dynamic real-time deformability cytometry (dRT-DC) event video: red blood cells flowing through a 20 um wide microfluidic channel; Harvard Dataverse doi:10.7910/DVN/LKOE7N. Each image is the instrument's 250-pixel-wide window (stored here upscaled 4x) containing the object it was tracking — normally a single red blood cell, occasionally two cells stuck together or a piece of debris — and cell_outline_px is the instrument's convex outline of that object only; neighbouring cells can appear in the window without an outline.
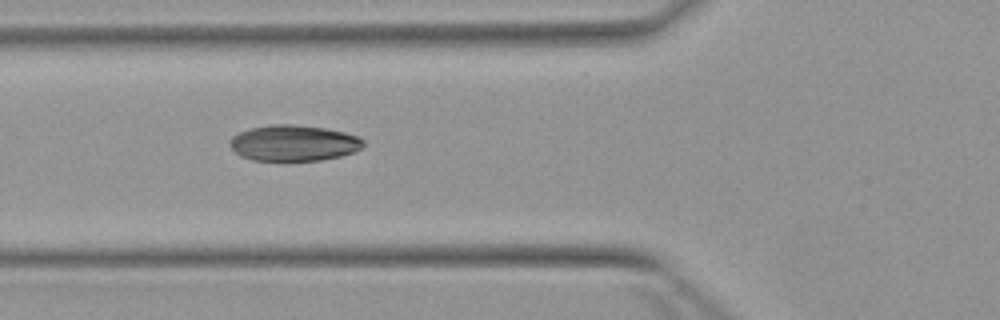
{"species": "Egyptian fruit bat (a non-hibernating species)", "species_latin": "Rousettus aegyptiacus", "temperature_condition": "warm", "stored_images_in_passage": 4, "camera_frame_rate_fps": 3000, "um_per_image_px": 0.085, "animal": {"sex": "female"}, "frame": {"image": 1, "passage_image": 2, "time_ms": 1.0, "image_size_px": [1000, 320], "cell_outline_px": [[364, 144], [360, 148], [352, 152], [340, 156], [320, 160], [252, 160], [240, 156], [228, 144], [228, 140], [232, 136], [248, 128], [268, 124], [292, 124], [324, 128], [344, 132], [360, 136], [364, 140]], "centroid_in_image_um": [24.93, 12.14], "position_along_channel_um": 100.9, "area_um2": 28.03}}
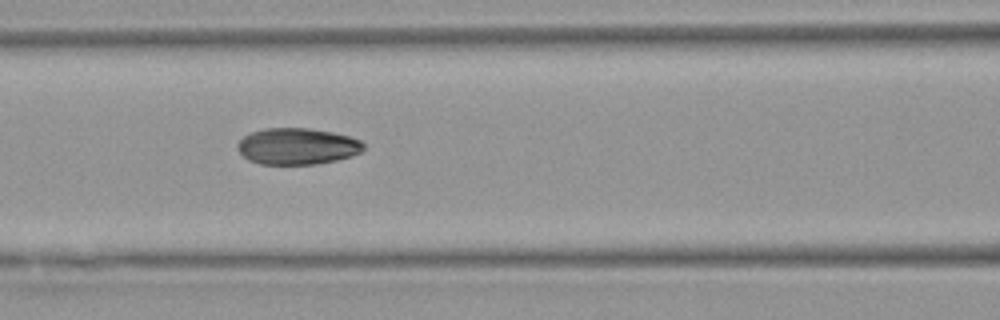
{"frame": {"image": 2, "passage_image": 3, "time_ms": 2.0, "image_size_px": [1000, 320], "cell_outline_px": [[364, 148], [360, 152], [352, 156], [336, 160], [316, 164], [260, 164], [248, 160], [240, 152], [236, 144], [244, 136], [252, 132], [264, 128], [308, 128], [332, 132], [348, 136], [360, 140], [364, 144]], "centroid_in_image_um": [25.26, 12.43], "position_along_channel_um": 141.3, "area_um2": 26.7}}
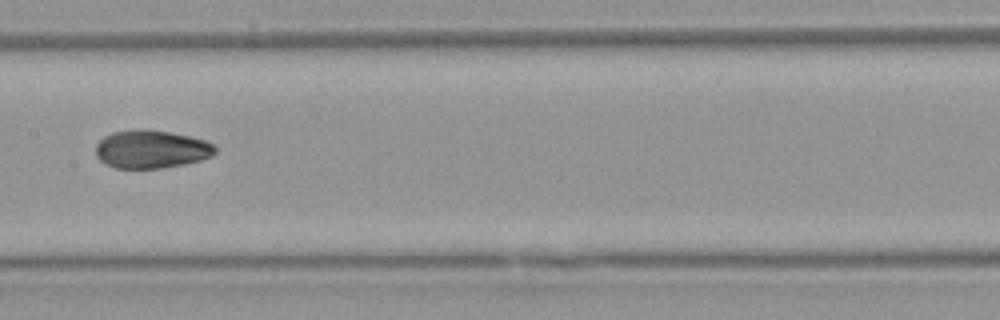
{"frame": {"image": 3, "passage_image": 4, "time_ms": 3.333, "image_size_px": [1000, 320], "cell_outline_px": [[216, 152], [212, 156], [200, 160], [184, 164], [160, 168], [116, 168], [104, 164], [96, 156], [96, 144], [104, 136], [112, 132], [168, 132], [192, 136], [204, 140], [212, 144], [216, 148]], "centroid_in_image_um": [12.87, 12.73], "position_along_channel_um": 194.5, "area_um2": 25.84}}